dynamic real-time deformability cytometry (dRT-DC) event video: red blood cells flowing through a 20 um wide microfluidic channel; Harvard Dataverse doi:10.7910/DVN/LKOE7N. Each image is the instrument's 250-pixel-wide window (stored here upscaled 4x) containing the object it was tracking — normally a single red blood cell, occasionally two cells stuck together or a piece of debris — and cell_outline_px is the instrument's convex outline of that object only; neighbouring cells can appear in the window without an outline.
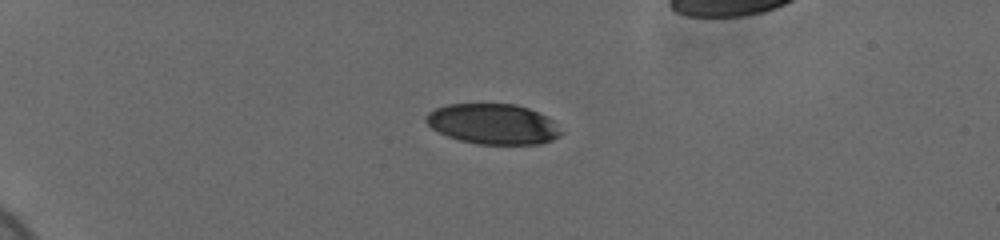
{"species": "human", "species_latin": "Homo sapiens", "temperature_condition": "cold", "stored_images_in_passage": 41, "camera_frame_rate_fps": 3000, "um_per_image_px": 0.085, "donor": {"sex": "female"}, "frame": {"image": 1, "passage_image": 1, "time_ms": 0.0, "image_size_px": [1000, 240], "cell_outline_px": [[564, 132], [560, 136], [552, 140], [540, 144], [476, 144], [460, 140], [448, 136], [432, 128], [424, 120], [424, 116], [428, 112], [436, 108], [448, 104], [516, 104], [528, 108], [552, 120]], "centroid_in_image_um": [41.91, 10.54], "position_along_channel_um": 43.1, "area_um2": 31.73}}
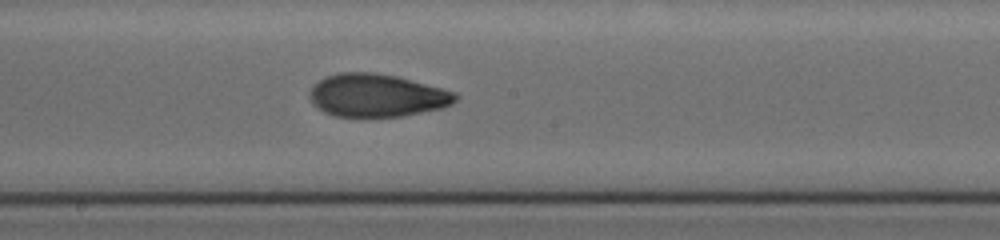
{"frame": {"image": 2, "passage_image": 20, "time_ms": 6.333, "image_size_px": [1000, 240], "cell_outline_px": [[456, 100], [452, 104], [444, 108], [400, 116], [336, 116], [324, 112], [312, 104], [308, 96], [312, 88], [320, 80], [328, 76], [340, 72], [372, 72], [396, 76], [440, 88], [452, 92], [456, 96]], "centroid_in_image_um": [32.0, 8.11], "position_along_channel_um": 216.2, "area_um2": 35.95}}
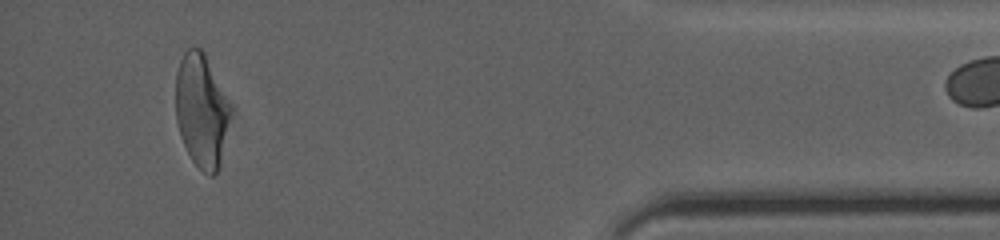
{"frame": {"image": 3, "passage_image": 40, "time_ms": 13.0, "image_size_px": [1000, 240], "cell_outline_px": [[232, 108], [220, 164], [216, 172], [212, 176], [208, 176], [192, 160], [180, 136], [176, 120], [176, 72], [180, 60], [184, 52], [188, 48], [200, 48], [204, 52]], "centroid_in_image_um": [17.12, 9.39], "position_along_channel_um": 418.1, "area_um2": 35.95}}